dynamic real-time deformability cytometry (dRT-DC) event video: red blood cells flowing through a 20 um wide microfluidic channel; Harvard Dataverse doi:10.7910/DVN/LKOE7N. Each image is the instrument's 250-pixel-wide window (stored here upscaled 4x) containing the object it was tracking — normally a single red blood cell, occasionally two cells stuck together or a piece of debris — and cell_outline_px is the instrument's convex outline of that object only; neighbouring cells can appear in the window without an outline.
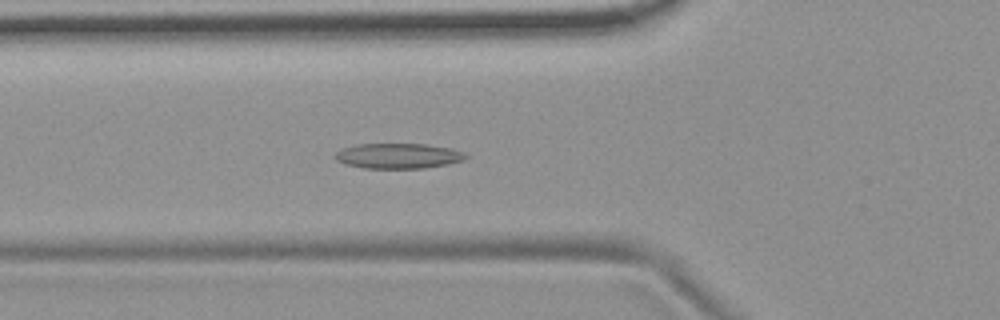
{"species": "common noctule bat (a hibernating species)", "species_latin": "Nyctalus noctula", "temperature_condition": "room temperature", "stored_images_in_passage": 51, "camera_frame_rate_fps": 3000, "um_per_image_px": 0.085, "animal": {"sex": "female", "body_mass_g": 19.9}, "frame": {"image": 1, "passage_image": 16, "time_ms": 5.0, "image_size_px": [1000, 320], "cell_outline_px": [[468, 156], [464, 160], [448, 164], [424, 168], [364, 168], [344, 164], [336, 160], [332, 156], [340, 148], [356, 144], [424, 144], [452, 148]], "centroid_in_image_um": [33.78, 13.25], "position_along_channel_um": 92.0, "area_um2": 19.31}}
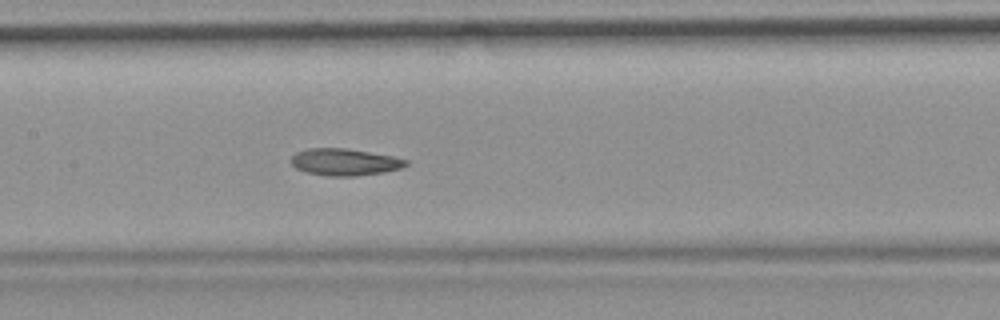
{"frame": {"image": 2, "passage_image": 23, "time_ms": 7.333, "image_size_px": [1000, 320], "cell_outline_px": [[408, 164], [400, 168], [384, 172], [356, 176], [328, 176], [308, 172], [296, 168], [292, 164], [292, 156], [296, 152], [308, 148], [344, 148], [392, 156], [408, 160]], "centroid_in_image_um": [29.29, 13.77], "position_along_channel_um": 178.1, "area_um2": 17.8}}
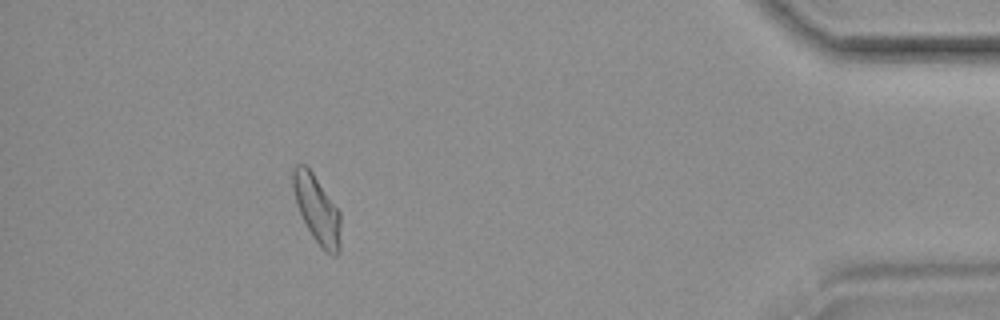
{"frame": {"image": 3, "passage_image": 46, "time_ms": 15.0, "image_size_px": [1000, 320], "cell_outline_px": [[340, 252], [336, 256], [332, 256], [312, 236], [296, 204], [292, 188], [292, 168], [296, 164], [304, 164], [312, 172], [340, 212]], "centroid_in_image_um": [26.93, 17.77], "position_along_channel_um": 408.3, "area_um2": 18.55}, "authors_computed_cell_mechanics": {"area_um2": 18.6694, "velocity_mm_per_s": 3.6825, "shape_relaxation_time_tau1_ms": null, "shape_relaxation_time_tau2_ms": 3.7674, "deformation_change_tau1": null, "deformation_change_tau2": 0.1046}}